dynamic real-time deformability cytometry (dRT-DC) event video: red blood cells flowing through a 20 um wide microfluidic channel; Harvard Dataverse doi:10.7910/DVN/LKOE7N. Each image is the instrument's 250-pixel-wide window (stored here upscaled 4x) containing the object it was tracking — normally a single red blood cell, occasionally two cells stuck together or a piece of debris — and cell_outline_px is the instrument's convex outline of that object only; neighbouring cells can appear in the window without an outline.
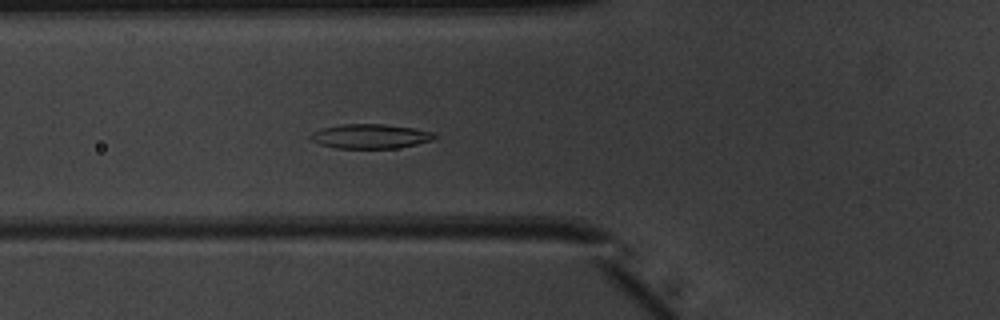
{"species": "common noctule bat (a hibernating species)", "species_latin": "Nyctalus noctula", "temperature_condition": "warm", "stored_images_in_passage": 54, "camera_frame_rate_fps": 3000, "um_per_image_px": 0.085, "animal": {"sex": "male", "body_mass_g": 20.1, "forearm_length_mm": 53.5}, "frame": {"image": 1, "passage_image": 21, "time_ms": 6.667, "image_size_px": [1000, 320], "cell_outline_px": [[436, 136], [432, 140], [416, 144], [396, 148], [336, 148], [320, 144], [312, 140], [308, 136], [312, 132], [324, 128], [344, 124], [384, 124], [412, 128], [436, 132]], "centroid_in_image_um": [31.49, 11.58], "position_along_channel_um": 94.3, "area_um2": 17.51}}
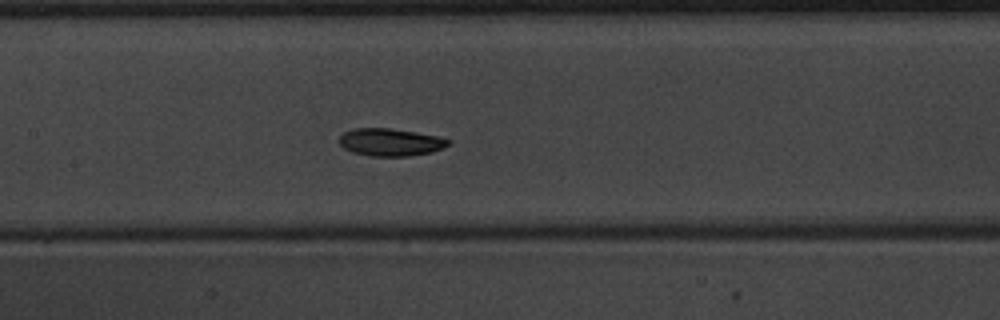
{"frame": {"image": 2, "passage_image": 27, "time_ms": 8.667, "image_size_px": [1000, 320], "cell_outline_px": [[452, 140], [444, 148], [432, 152], [408, 156], [372, 156], [352, 152], [344, 148], [340, 144], [340, 136], [344, 132], [356, 128], [388, 128], [416, 132], [436, 136]], "centroid_in_image_um": [33.2, 12.09], "position_along_channel_um": 174.2, "area_um2": 17.4}}
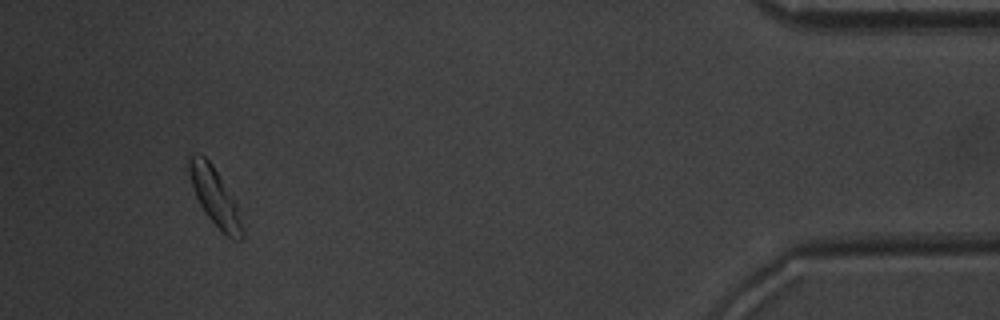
{"frame": {"image": 3, "passage_image": 50, "time_ms": 16.333, "image_size_px": [1000, 320], "cell_outline_px": [[244, 236], [240, 240], [232, 240], [220, 232], [204, 212], [196, 196], [184, 168], [188, 156], [204, 156], [212, 164], [236, 200], [244, 232]], "centroid_in_image_um": [18.25, 16.75], "position_along_channel_um": 417.0, "area_um2": 18.44}}